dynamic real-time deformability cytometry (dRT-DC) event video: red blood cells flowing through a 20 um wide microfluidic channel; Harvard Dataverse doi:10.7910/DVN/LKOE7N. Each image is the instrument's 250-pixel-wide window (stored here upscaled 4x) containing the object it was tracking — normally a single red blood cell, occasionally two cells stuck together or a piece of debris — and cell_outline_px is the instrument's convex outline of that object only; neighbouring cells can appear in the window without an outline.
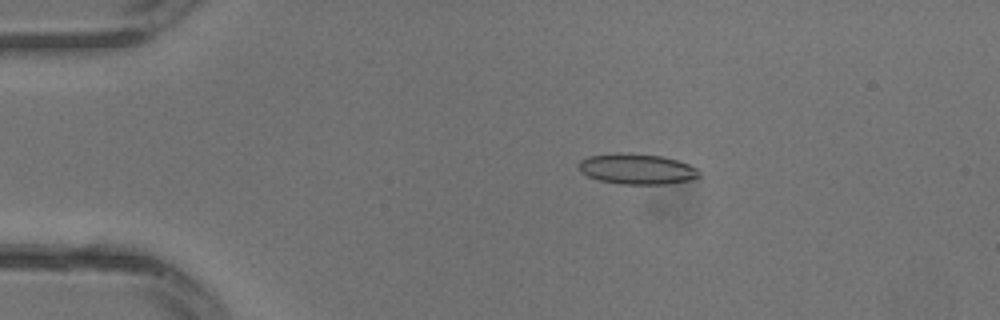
{"species": "common noctule bat (a hibernating species)", "species_latin": "Nyctalus noctula", "temperature_condition": "warm", "stored_images_in_passage": 32, "camera_frame_rate_fps": 3000, "um_per_image_px": 0.085, "animal": {"sex": "male", "body_mass_g": 13.3}, "frame": {"image": 1, "passage_image": 7, "time_ms": 2.0, "image_size_px": [1000, 320], "cell_outline_px": [[700, 176], [692, 180], [668, 184], [620, 184], [596, 180], [580, 172], [576, 164], [580, 160], [588, 156], [616, 152], [628, 152], [664, 156], [688, 164], [696, 168], [700, 172]], "centroid_in_image_um": [54.1, 14.35], "position_along_channel_um": 30.9, "area_um2": 21.96}}
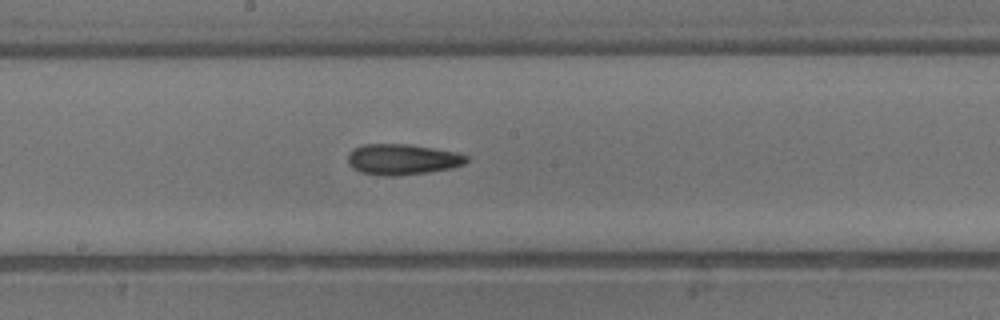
{"frame": {"image": 2, "passage_image": 18, "time_ms": 5.667, "image_size_px": [1000, 320], "cell_outline_px": [[468, 160], [464, 164], [452, 168], [428, 172], [396, 176], [384, 176], [360, 172], [352, 168], [348, 164], [348, 152], [352, 148], [364, 144], [408, 144], [460, 152], [468, 156]], "centroid_in_image_um": [34.2, 13.54], "position_along_channel_um": 214.0, "area_um2": 21.56}}
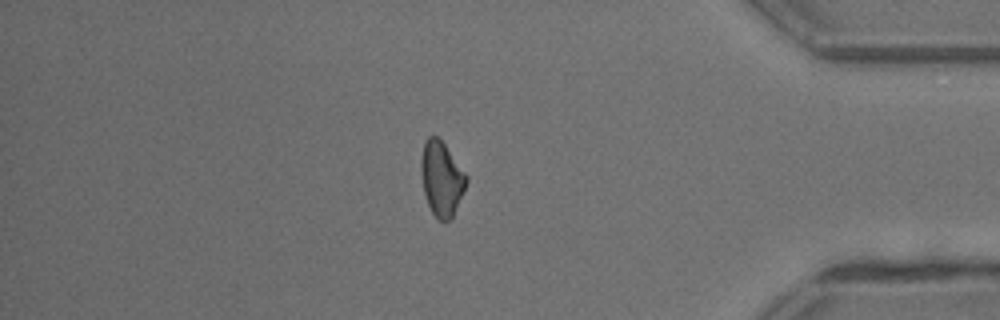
{"frame": {"image": 3, "passage_image": 28, "time_ms": 9.0, "image_size_px": [1000, 320], "cell_outline_px": [[468, 180], [452, 220], [440, 220], [432, 212], [428, 204], [424, 192], [420, 168], [420, 160], [424, 144], [428, 136], [436, 136], [444, 144], [468, 176]], "centroid_in_image_um": [37.54, 15.19], "position_along_channel_um": 397.7, "area_um2": 19.48}}